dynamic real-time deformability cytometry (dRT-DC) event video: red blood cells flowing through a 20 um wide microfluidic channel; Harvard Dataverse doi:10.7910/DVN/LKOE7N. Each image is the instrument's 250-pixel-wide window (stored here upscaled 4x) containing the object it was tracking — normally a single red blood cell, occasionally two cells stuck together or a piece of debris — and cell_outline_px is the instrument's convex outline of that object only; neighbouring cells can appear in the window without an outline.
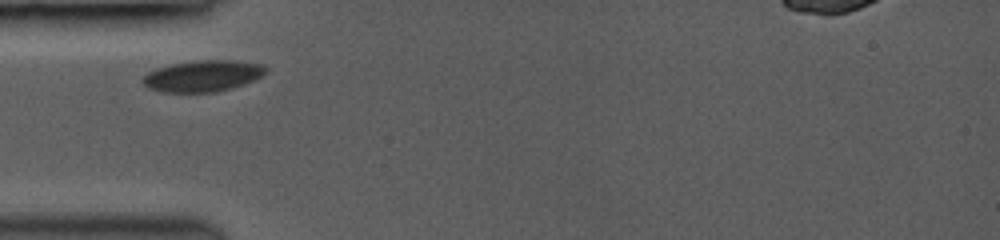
{"species": "common noctule bat (a hibernating species)", "species_latin": "Nyctalus noctula", "temperature_condition": "room temperature", "stored_images_in_passage": 5, "camera_frame_rate_fps": 3000, "um_per_image_px": 0.085, "animal": {"sex": "female", "body_mass_g": 19.0, "forearm_length_mm": 53.3}, "frame": {"image": 1, "passage_image": 1, "time_ms": 0.0, "image_size_px": [1000, 240], "cell_outline_px": [[268, 72], [244, 84], [232, 88], [216, 92], [164, 92], [148, 88], [140, 80], [148, 72], [156, 68], [172, 64], [196, 60], [236, 60], [264, 64], [268, 68]], "centroid_in_image_um": [17.26, 6.45], "position_along_channel_um": 67.7, "area_um2": 22.6}}
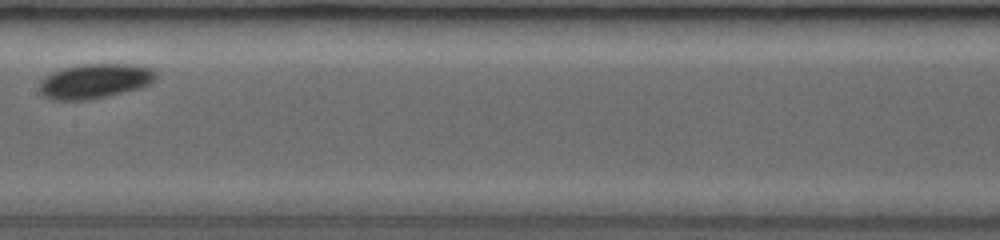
{"frame": {"image": 2, "passage_image": 4, "time_ms": 3.333, "image_size_px": [1000, 240], "cell_outline_px": [[160, 72], [156, 80], [152, 84], [140, 88], [108, 96], [88, 100], [52, 100], [40, 96], [40, 80], [52, 72], [64, 68], [80, 64], [136, 64], [152, 68]], "centroid_in_image_um": [8.12, 6.89], "position_along_channel_um": 199.3, "area_um2": 24.1}}
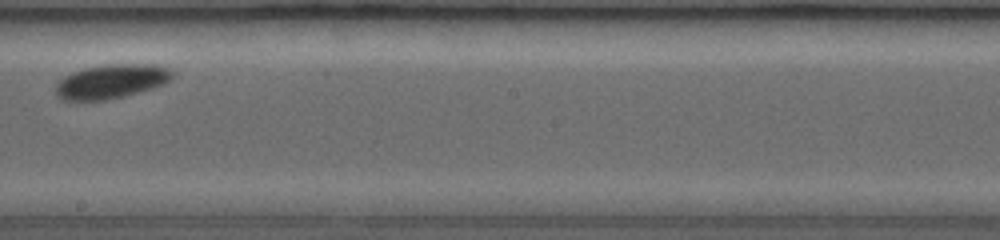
{"frame": {"image": 3, "passage_image": 5, "time_ms": 4.333, "image_size_px": [1000, 240], "cell_outline_px": [[176, 72], [172, 80], [164, 84], [152, 88], [104, 100], [60, 100], [56, 96], [56, 84], [64, 76], [72, 72], [84, 68], [100, 64], [156, 64], [172, 68]], "centroid_in_image_um": [9.5, 6.89], "position_along_channel_um": 238.7, "area_um2": 23.47}}